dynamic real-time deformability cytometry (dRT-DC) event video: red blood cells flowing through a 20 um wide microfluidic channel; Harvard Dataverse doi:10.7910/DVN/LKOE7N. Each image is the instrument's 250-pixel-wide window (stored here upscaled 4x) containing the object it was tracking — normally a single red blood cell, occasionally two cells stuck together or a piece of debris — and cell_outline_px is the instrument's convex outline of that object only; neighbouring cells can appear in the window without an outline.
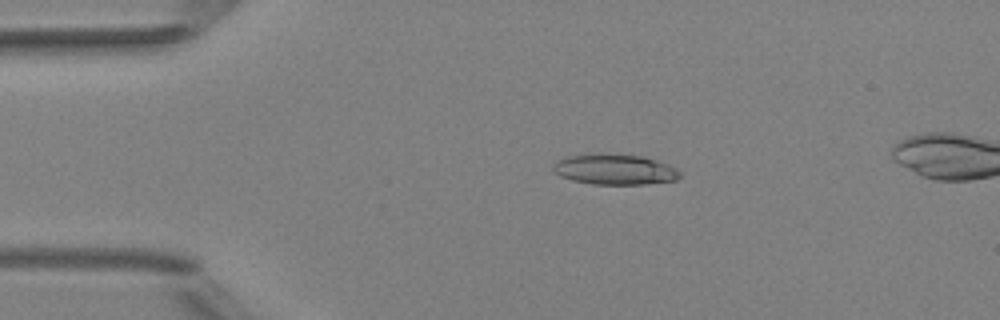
{"species": "Egyptian fruit bat (a non-hibernating species)", "species_latin": "Rousettus aegyptiacus", "temperature_condition": "room temperature", "stored_images_in_passage": 6, "camera_frame_rate_fps": 3000, "um_per_image_px": 0.085, "animal": {"sex": "female"}, "frame": {"image": 1, "passage_image": 4, "time_ms": 3.333, "image_size_px": [1000, 320], "cell_outline_px": [[680, 176], [676, 180], [644, 184], [592, 184], [572, 180], [560, 176], [552, 172], [552, 164], [556, 160], [568, 156], [596, 152], [600, 152], [640, 156], [656, 160], [668, 164], [676, 168], [680, 172]], "centroid_in_image_um": [52.19, 14.38], "position_along_channel_um": 32.8, "area_um2": 22.89}}